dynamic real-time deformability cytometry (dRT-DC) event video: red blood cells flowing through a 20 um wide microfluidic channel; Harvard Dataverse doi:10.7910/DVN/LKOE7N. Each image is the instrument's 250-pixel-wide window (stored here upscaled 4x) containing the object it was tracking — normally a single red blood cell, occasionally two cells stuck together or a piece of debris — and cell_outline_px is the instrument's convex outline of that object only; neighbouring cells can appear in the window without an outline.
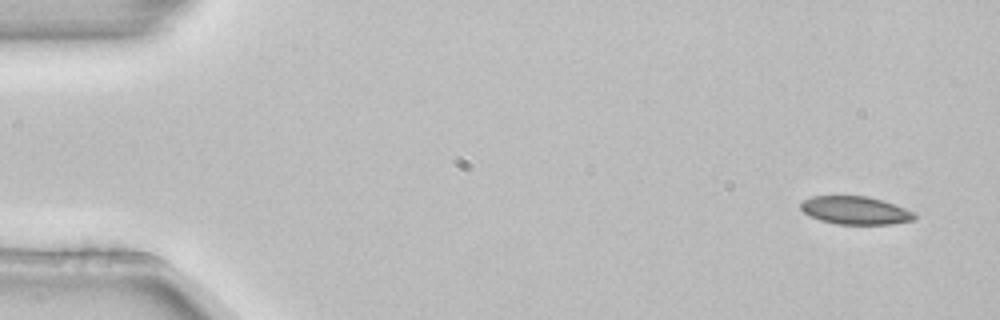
{"species": "common noctule bat (a hibernating species)", "species_latin": "Nyctalus noctula", "temperature_condition": "room temperature", "stored_images_in_passage": 5, "camera_frame_rate_fps": 3000, "um_per_image_px": 0.085, "animal": {"sex": "female", "body_mass_g": 22.7, "forearm_length_mm": 54.2}, "frame": {"image": 1, "passage_image": 1, "time_ms": 0.0, "image_size_px": [1000, 320], "cell_outline_px": [[916, 216], [912, 220], [892, 224], [836, 224], [820, 220], [804, 212], [800, 208], [800, 200], [812, 196], [868, 196], [884, 200], [916, 212]], "centroid_in_image_um": [72.71, 17.87], "position_along_channel_um": 12.3, "area_um2": 18.73}}
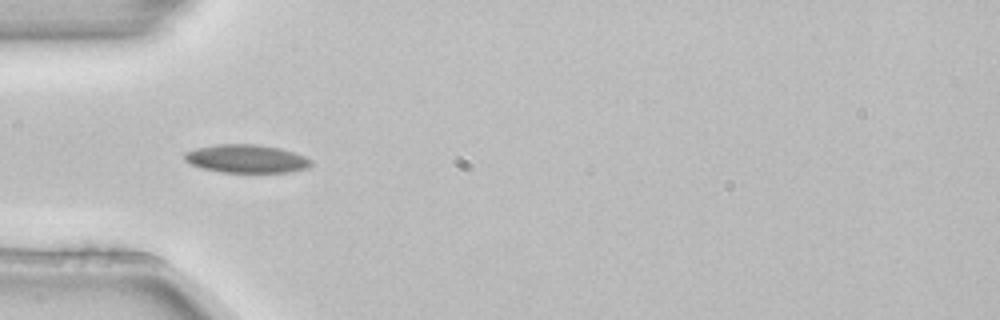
{"frame": {"image": 2, "passage_image": 4, "time_ms": 1.0, "image_size_px": [1000, 320], "cell_outline_px": [[312, 164], [308, 168], [288, 172], [220, 172], [204, 168], [192, 164], [184, 160], [184, 152], [196, 148], [216, 144], [256, 144], [280, 148], [304, 156], [312, 160]], "centroid_in_image_um": [20.94, 13.49], "position_along_channel_um": 64.1, "area_um2": 20.75}}